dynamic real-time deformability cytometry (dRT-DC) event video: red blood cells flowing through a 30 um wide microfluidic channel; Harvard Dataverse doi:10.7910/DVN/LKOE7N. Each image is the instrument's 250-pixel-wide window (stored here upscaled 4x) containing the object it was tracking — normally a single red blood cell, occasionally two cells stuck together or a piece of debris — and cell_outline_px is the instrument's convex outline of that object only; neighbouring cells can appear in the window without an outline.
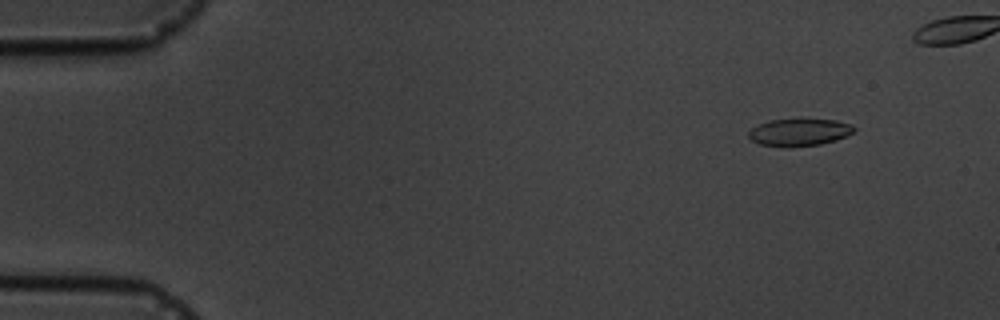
{"species": "common noctule bat (a hibernating species)", "species_latin": "Nyctalus noctula", "temperature_condition": "cold", "stored_images_in_passage": 5, "camera_frame_rate_fps": 3000, "um_per_image_px": 0.085, "animal": {"sex": "male", "body_mass_g": 19.5, "forearm_length_mm": 54.6}, "frame": {"image": 1, "passage_image": 2, "time_ms": 1.0, "image_size_px": [1000, 320], "cell_outline_px": [[856, 128], [852, 132], [836, 140], [820, 144], [792, 148], [784, 148], [760, 144], [752, 140], [748, 136], [748, 132], [752, 128], [768, 120], [836, 120], [852, 124]], "centroid_in_image_um": [67.92, 11.27], "position_along_channel_um": 17.1, "area_um2": 16.7}}